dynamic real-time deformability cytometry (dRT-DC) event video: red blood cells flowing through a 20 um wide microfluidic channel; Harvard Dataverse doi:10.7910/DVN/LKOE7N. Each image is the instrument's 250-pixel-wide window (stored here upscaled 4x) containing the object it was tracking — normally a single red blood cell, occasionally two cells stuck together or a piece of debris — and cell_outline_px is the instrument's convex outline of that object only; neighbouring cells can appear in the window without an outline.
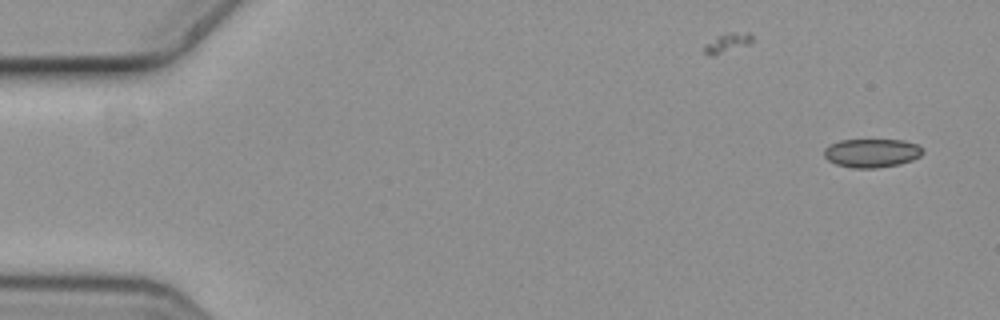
{"species": "common noctule bat (a hibernating species)", "species_latin": "Nyctalus noctula", "temperature_condition": "cold", "stored_images_in_passage": 2, "camera_frame_rate_fps": 3000, "um_per_image_px": 0.085, "animal": {"sex": "female", "body_mass_g": 19.3, "forearm_length_mm": 54.1}, "frame": {"image": 1, "passage_image": 1, "time_ms": 0.0, "image_size_px": [1000, 320], "cell_outline_px": [[924, 152], [920, 156], [912, 160], [900, 164], [876, 168], [852, 168], [836, 164], [828, 160], [824, 156], [824, 148], [840, 140], [900, 140], [916, 144]], "centroid_in_image_um": [74.08, 13.01], "position_along_channel_um": 10.9, "area_um2": 16.36}}